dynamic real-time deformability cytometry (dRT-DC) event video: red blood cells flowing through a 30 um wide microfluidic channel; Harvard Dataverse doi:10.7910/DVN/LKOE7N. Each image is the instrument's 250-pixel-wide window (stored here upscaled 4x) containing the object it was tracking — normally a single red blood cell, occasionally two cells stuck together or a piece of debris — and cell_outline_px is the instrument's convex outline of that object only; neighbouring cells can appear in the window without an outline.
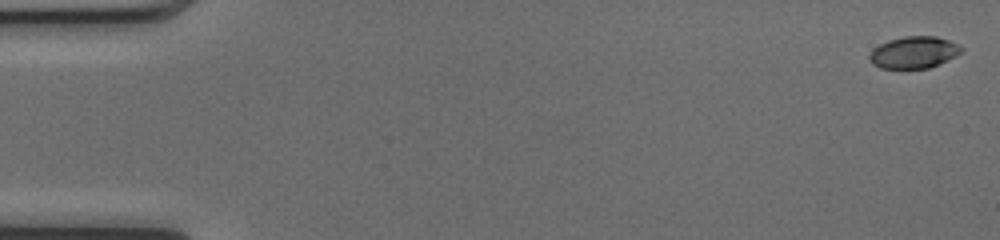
{"species": "common noctule bat (a hibernating species)", "species_latin": "Nyctalus noctula", "temperature_condition": "cold", "stored_images_in_passage": 51, "camera_frame_rate_fps": 3000, "um_per_image_px": 0.085, "animal": {"sex": "female", "body_mass_g": 17.0, "forearm_length_mm": 48.0}, "frame": {"image": 1, "passage_image": 1, "time_ms": 0.0, "image_size_px": [1000, 240], "cell_outline_px": [[964, 48], [956, 56], [948, 60], [928, 68], [880, 68], [872, 64], [868, 60], [868, 56], [872, 48], [888, 40], [904, 36], [936, 36], [948, 40]], "centroid_in_image_um": [77.63, 4.45], "position_along_channel_um": 7.4, "area_um2": 17.11}}
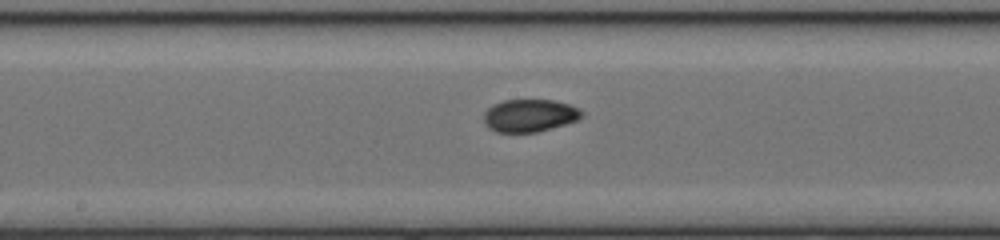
{"frame": {"image": 2, "passage_image": 27, "time_ms": 8.667, "image_size_px": [1000, 240], "cell_outline_px": [[584, 116], [576, 120], [564, 124], [536, 132], [496, 132], [488, 128], [484, 124], [484, 112], [492, 104], [504, 100], [552, 100], [568, 104], [580, 108], [584, 112]], "centroid_in_image_um": [45.0, 9.81], "position_along_channel_um": 203.2, "area_um2": 18.67}}
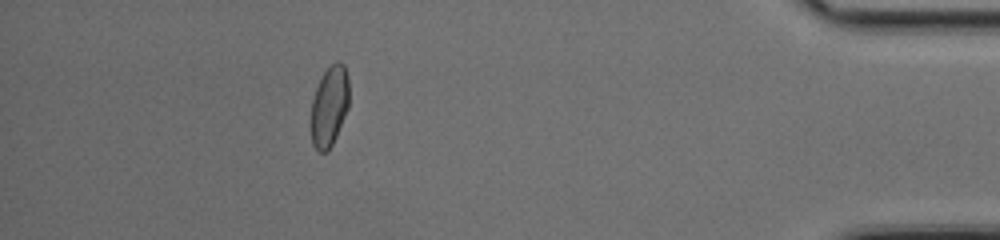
{"frame": {"image": 3, "passage_image": 46, "time_ms": 15.0, "image_size_px": [1000, 240], "cell_outline_px": [[348, 108], [336, 136], [328, 152], [316, 152], [312, 144], [312, 100], [316, 88], [324, 72], [336, 60], [340, 60], [344, 64], [348, 80]], "centroid_in_image_um": [28.0, 9.04], "position_along_channel_um": 407.2, "area_um2": 17.69}, "authors_computed_cell_mechanics": {"area_um2": 18.2648, "velocity_mm_per_s": 4.0734, "shape_relaxation_time_tau1_ms": 7.8456, "shape_relaxation_time_tau2_ms": 1.3746, "deformation_change_tau1": 0.1999, "deformation_change_tau2": 0.0405}}